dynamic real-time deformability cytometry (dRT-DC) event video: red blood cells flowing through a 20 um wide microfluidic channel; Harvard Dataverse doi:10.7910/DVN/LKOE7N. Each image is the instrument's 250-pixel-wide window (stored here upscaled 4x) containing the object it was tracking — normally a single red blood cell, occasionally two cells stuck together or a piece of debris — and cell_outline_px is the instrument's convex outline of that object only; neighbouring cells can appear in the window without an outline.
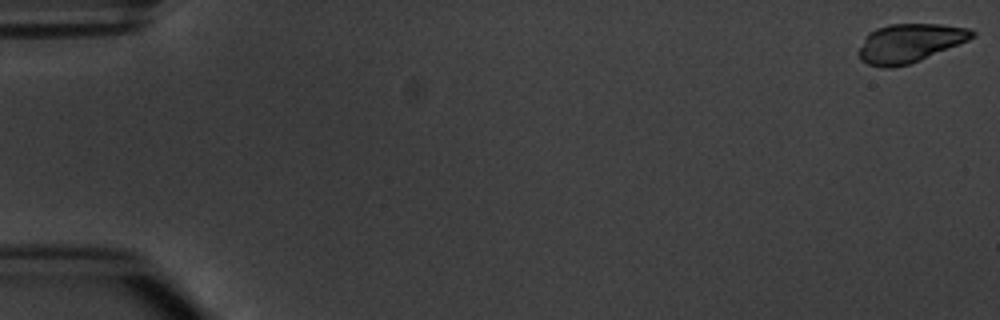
{"species": "common noctule bat (a hibernating species)", "species_latin": "Nyctalus noctula", "temperature_condition": "warm", "stored_images_in_passage": 8, "camera_frame_rate_fps": 3000, "um_per_image_px": 0.085, "animal": {"sex": "male", "body_mass_g": 20.1, "forearm_length_mm": 53.5}, "frame": {"image": 1, "passage_image": 1, "time_ms": 0.0, "image_size_px": [1000, 320], "cell_outline_px": [[976, 36], [968, 40], [920, 60], [908, 64], [892, 68], [884, 68], [868, 64], [860, 60], [856, 52], [868, 32], [876, 28], [888, 24], [940, 24], [968, 28], [976, 32]], "centroid_in_image_um": [77.27, 3.66], "position_along_channel_um": 7.7, "area_um2": 25.66}}
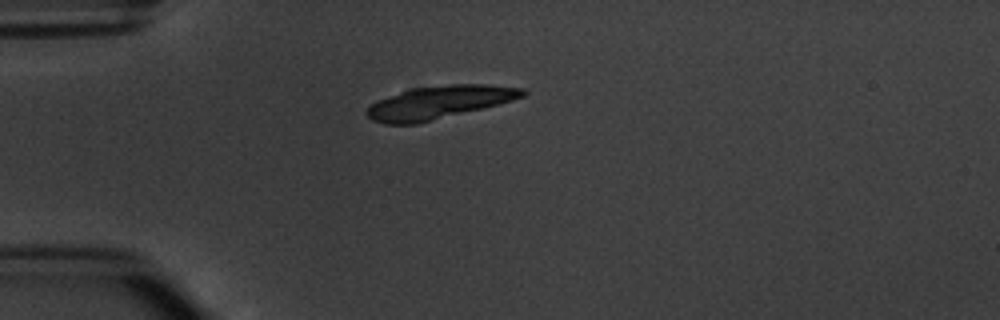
{"frame": {"image": 2, "passage_image": 5, "time_ms": 4.667, "image_size_px": [1000, 320], "cell_outline_px": [[528, 92], [524, 96], [512, 100], [416, 124], [384, 124], [372, 120], [364, 112], [376, 100], [412, 88], [452, 84], [488, 84], [524, 88]], "centroid_in_image_um": [37.3, 8.69], "position_along_channel_um": 47.7, "area_um2": 29.54}}